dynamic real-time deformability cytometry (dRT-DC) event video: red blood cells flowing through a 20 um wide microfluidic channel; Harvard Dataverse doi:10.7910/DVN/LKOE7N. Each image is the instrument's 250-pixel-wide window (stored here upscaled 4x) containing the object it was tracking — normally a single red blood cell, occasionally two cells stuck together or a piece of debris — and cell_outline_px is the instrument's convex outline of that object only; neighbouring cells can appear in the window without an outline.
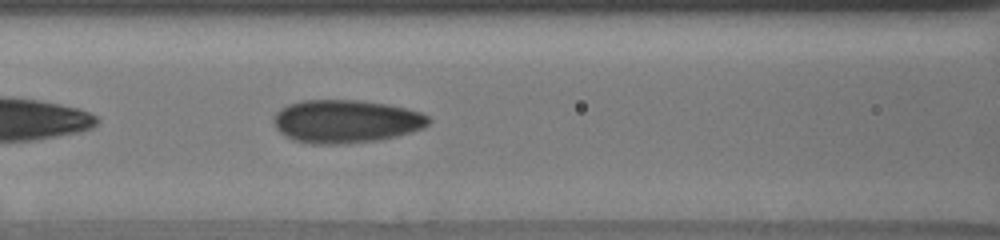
{"species": "human", "species_latin": "Homo sapiens", "temperature_condition": "cold", "stored_images_in_passage": 53, "camera_frame_rate_fps": 3000, "um_per_image_px": 0.085, "donor": {"sex": "male"}, "frame": {"image": 1, "passage_image": 15, "time_ms": 2.333, "image_size_px": [1000, 240], "cell_outline_px": [[432, 120], [424, 128], [396, 136], [376, 140], [348, 144], [312, 144], [292, 140], [280, 132], [276, 128], [272, 120], [272, 116], [280, 108], [288, 104], [300, 100], [360, 100], [388, 104], [420, 112], [428, 116]], "centroid_in_image_um": [29.37, 10.31], "position_along_channel_um": 137.2, "area_um2": 39.25}}
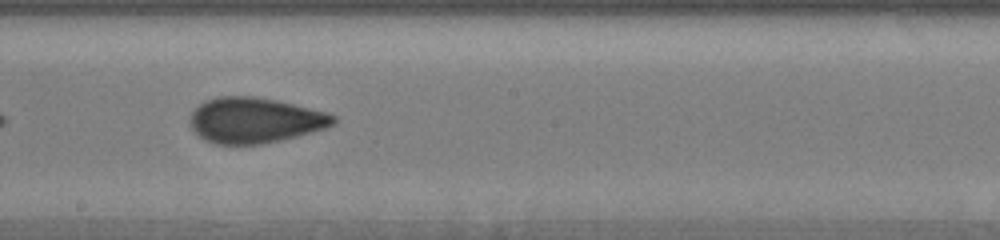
{"frame": {"image": 2, "passage_image": 31, "time_ms": 4.667, "image_size_px": [1000, 240], "cell_outline_px": [[336, 124], [324, 128], [296, 136], [280, 140], [260, 144], [216, 144], [204, 140], [192, 128], [188, 120], [192, 112], [204, 100], [216, 96], [256, 96], [276, 100], [328, 112], [336, 116]], "centroid_in_image_um": [21.65, 10.21], "position_along_channel_um": 226.6, "area_um2": 38.03}}
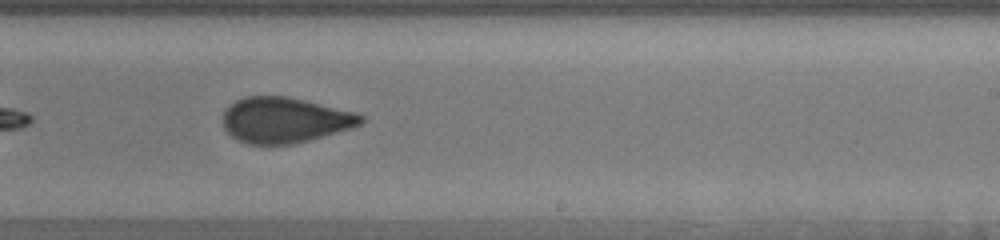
{"frame": {"image": 3, "passage_image": 37, "time_ms": 5.667, "image_size_px": [1000, 240], "cell_outline_px": [[364, 120], [360, 124], [352, 128], [308, 140], [292, 144], [248, 144], [236, 140], [224, 128], [224, 112], [228, 104], [244, 96], [288, 96], [356, 112], [364, 116]], "centroid_in_image_um": [24.19, 10.19], "position_along_channel_um": 264.8, "area_um2": 36.65}}